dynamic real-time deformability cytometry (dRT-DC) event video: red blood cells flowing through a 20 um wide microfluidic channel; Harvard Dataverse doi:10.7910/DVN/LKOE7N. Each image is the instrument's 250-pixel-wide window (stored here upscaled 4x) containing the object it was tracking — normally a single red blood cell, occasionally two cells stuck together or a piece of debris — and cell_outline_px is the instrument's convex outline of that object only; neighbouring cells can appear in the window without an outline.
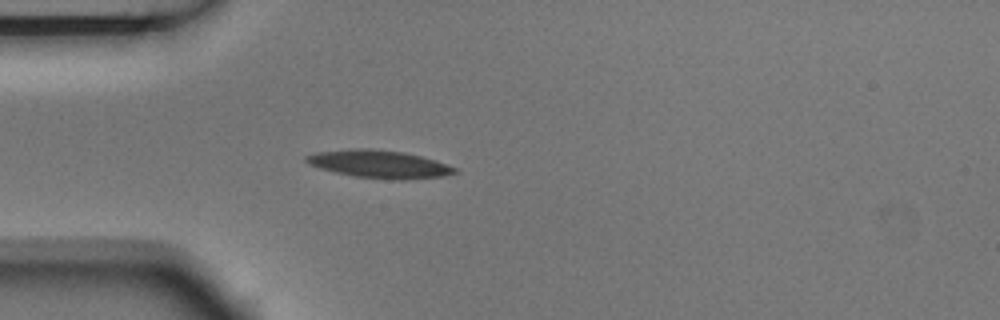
{"species": "Egyptian fruit bat (a non-hibernating species)", "species_latin": "Rousettus aegyptiacus", "temperature_condition": "room temperature", "stored_images_in_passage": 1, "camera_frame_rate_fps": 3000, "um_per_image_px": 0.085, "animal": {"sex": "male"}, "frame": {"image": 1, "passage_image": 1, "time_ms": 0.0, "image_size_px": [1000, 320], "cell_outline_px": [[460, 172], [444, 176], [408, 180], [392, 180], [352, 176], [320, 168], [308, 164], [304, 160], [304, 156], [320, 152], [352, 148], [372, 148], [404, 152], [436, 160], [456, 168]], "centroid_in_image_um": [32.26, 13.95], "position_along_channel_um": 52.7, "area_um2": 24.28}}